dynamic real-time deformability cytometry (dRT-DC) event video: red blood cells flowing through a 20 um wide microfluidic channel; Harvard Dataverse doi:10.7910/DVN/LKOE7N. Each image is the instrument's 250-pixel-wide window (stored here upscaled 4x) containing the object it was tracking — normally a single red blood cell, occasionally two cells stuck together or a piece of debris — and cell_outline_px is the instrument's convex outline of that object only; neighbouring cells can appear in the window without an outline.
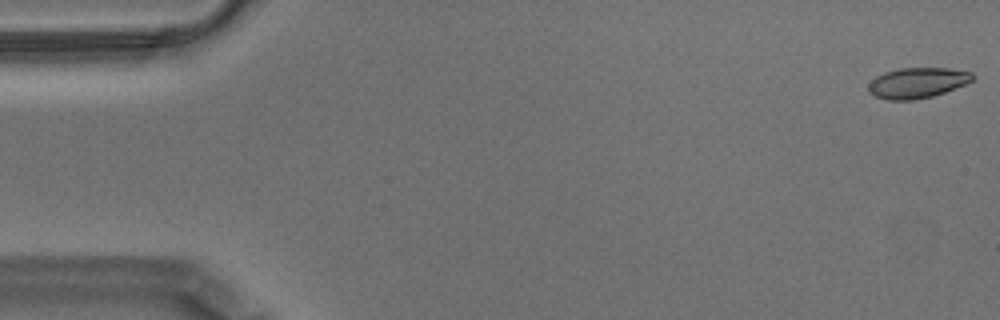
{"species": "Egyptian fruit bat (a non-hibernating species)", "species_latin": "Rousettus aegyptiacus", "temperature_condition": "warm", "stored_images_in_passage": 18, "camera_frame_rate_fps": 3000, "um_per_image_px": 0.085, "animal": {"sex": "male"}, "frame": {"image": 1, "passage_image": 1, "time_ms": 0.0, "image_size_px": [1000, 320], "cell_outline_px": [[976, 76], [972, 80], [964, 84], [944, 92], [932, 96], [912, 100], [888, 100], [876, 96], [868, 92], [868, 84], [876, 76], [884, 72], [900, 68], [948, 68], [972, 72]], "centroid_in_image_um": [77.96, 7.03], "position_along_channel_um": 7.0, "area_um2": 18.44}}
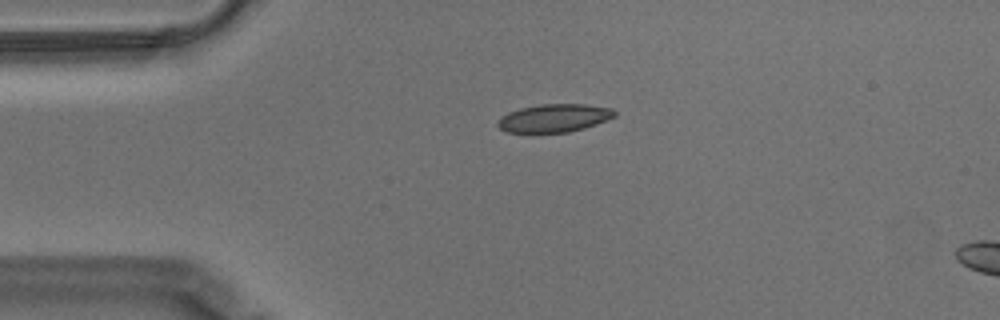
{"frame": {"image": 2, "passage_image": 13, "time_ms": 4.0, "image_size_px": [1000, 320], "cell_outline_px": [[616, 116], [596, 124], [584, 128], [568, 132], [508, 132], [500, 128], [496, 124], [508, 112], [520, 108], [540, 104], [584, 104], [612, 108], [616, 112]], "centroid_in_image_um": [47.14, 10.02], "position_along_channel_um": 37.9, "area_um2": 18.9}}